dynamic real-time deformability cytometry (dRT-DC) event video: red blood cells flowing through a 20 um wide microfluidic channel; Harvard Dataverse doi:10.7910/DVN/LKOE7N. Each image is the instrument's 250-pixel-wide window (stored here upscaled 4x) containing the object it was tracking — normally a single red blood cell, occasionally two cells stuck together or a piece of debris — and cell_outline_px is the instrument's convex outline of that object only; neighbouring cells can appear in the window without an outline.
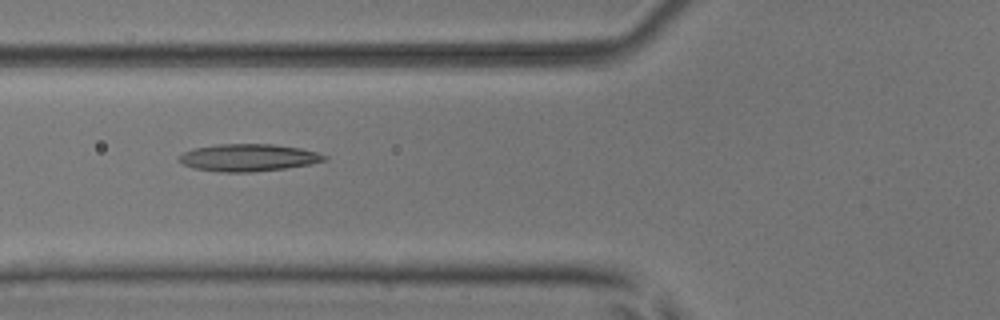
{"species": "common noctule bat (a hibernating species)", "species_latin": "Nyctalus noctula", "temperature_condition": "room temperature", "stored_images_in_passage": 7, "camera_frame_rate_fps": 3000, "um_per_image_px": 0.085, "animal": {"sex": "male", "body_mass_g": 17.9, "forearm_length_mm": 54.2}, "frame": {"image": 1, "passage_image": 6, "time_ms": 5.667, "image_size_px": [1000, 320], "cell_outline_px": [[328, 160], [308, 164], [284, 168], [252, 172], [220, 172], [192, 168], [176, 160], [184, 152], [192, 148], [216, 144], [272, 144], [300, 148], [316, 152], [328, 156]], "centroid_in_image_um": [21.07, 13.39], "position_along_channel_um": 104.7, "area_um2": 23.12}}
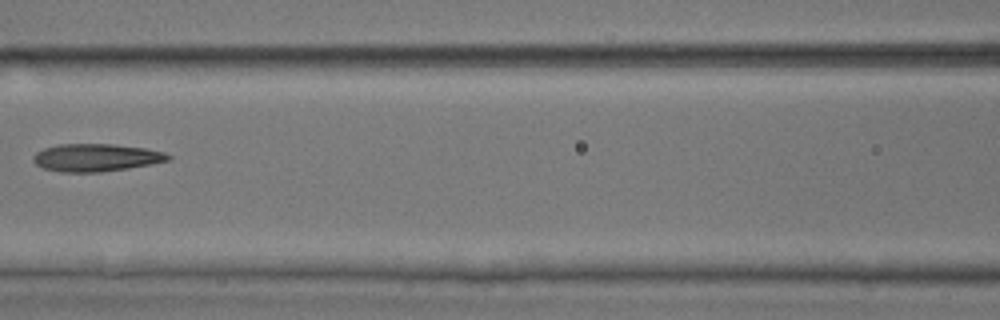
{"frame": {"image": 2, "passage_image": 7, "time_ms": 7.0, "image_size_px": [1000, 320], "cell_outline_px": [[172, 160], [152, 164], [128, 168], [100, 172], [60, 172], [44, 168], [36, 164], [32, 160], [32, 156], [36, 152], [44, 148], [60, 144], [112, 144], [144, 148], [164, 152], [172, 156]], "centroid_in_image_um": [8.17, 13.4], "position_along_channel_um": 158.4, "area_um2": 21.79}}